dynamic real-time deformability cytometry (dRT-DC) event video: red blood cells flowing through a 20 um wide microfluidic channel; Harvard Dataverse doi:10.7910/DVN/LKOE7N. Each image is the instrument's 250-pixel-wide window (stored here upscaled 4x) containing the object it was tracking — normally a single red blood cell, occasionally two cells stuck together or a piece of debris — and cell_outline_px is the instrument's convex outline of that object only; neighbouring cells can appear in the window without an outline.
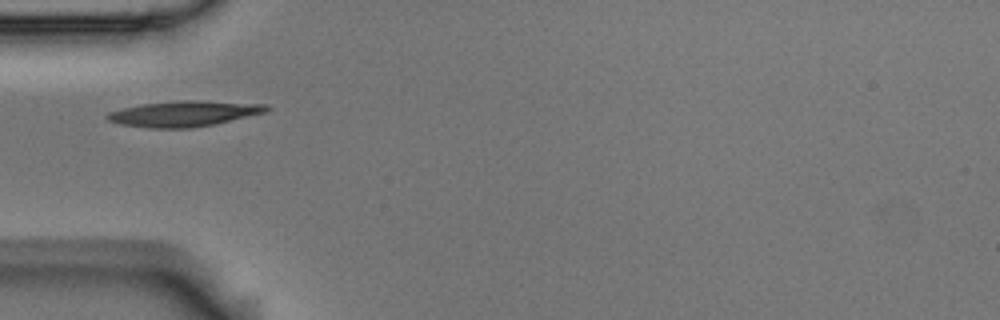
{"species": "Egyptian fruit bat (a non-hibernating species)", "species_latin": "Rousettus aegyptiacus", "temperature_condition": "room temperature", "stored_images_in_passage": 39, "camera_frame_rate_fps": 3000, "um_per_image_px": 0.085, "animal": {"sex": "male"}, "frame": {"image": 1, "passage_image": 1, "time_ms": 0.0, "image_size_px": [1000, 320], "cell_outline_px": [[272, 108], [264, 112], [212, 124], [188, 128], [148, 128], [120, 124], [108, 120], [104, 116], [108, 112], [140, 104], [184, 100], [200, 100], [268, 104]], "centroid_in_image_um": [15.61, 9.65], "position_along_channel_um": 69.4, "area_um2": 23.58}}
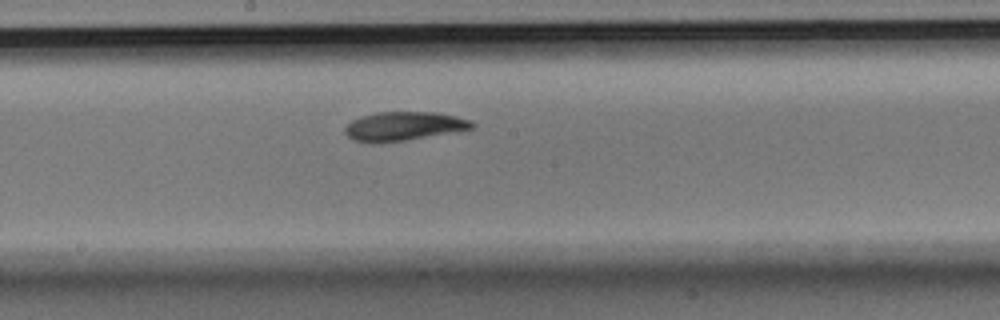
{"frame": {"image": 2, "passage_image": 13, "time_ms": 4.0, "image_size_px": [1000, 320], "cell_outline_px": [[476, 124], [472, 128], [404, 140], [376, 144], [352, 140], [344, 132], [344, 128], [352, 120], [360, 116], [376, 112], [436, 112], [456, 116], [472, 120]], "centroid_in_image_um": [34.26, 10.72], "position_along_channel_um": 213.9, "area_um2": 21.33}}
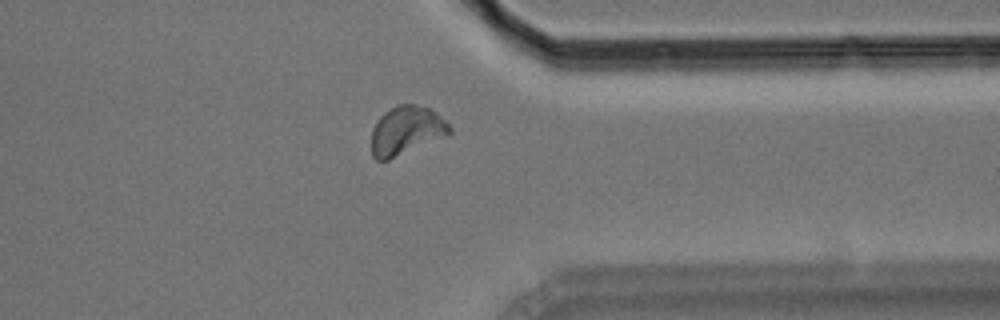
{"frame": {"image": 3, "passage_image": 27, "time_ms": 8.667, "image_size_px": [1000, 320], "cell_outline_px": [[452, 132], [388, 160], [376, 160], [372, 156], [372, 128], [376, 120], [384, 112], [396, 104], [412, 104], [428, 108], [440, 116], [452, 128]], "centroid_in_image_um": [34.48, 11.08], "position_along_channel_um": 376.9, "area_um2": 21.73}, "authors_computed_cell_mechanics": {"area_um2": 21.0392, "velocity_mm_per_s": 3.5985, "shape_relaxation_time_tau1_ms": 5.8009, "shape_relaxation_time_tau2_ms": 3.7676, "deformation_change_tau1": 0.1479, "deformation_change_tau2": 0.0832}}